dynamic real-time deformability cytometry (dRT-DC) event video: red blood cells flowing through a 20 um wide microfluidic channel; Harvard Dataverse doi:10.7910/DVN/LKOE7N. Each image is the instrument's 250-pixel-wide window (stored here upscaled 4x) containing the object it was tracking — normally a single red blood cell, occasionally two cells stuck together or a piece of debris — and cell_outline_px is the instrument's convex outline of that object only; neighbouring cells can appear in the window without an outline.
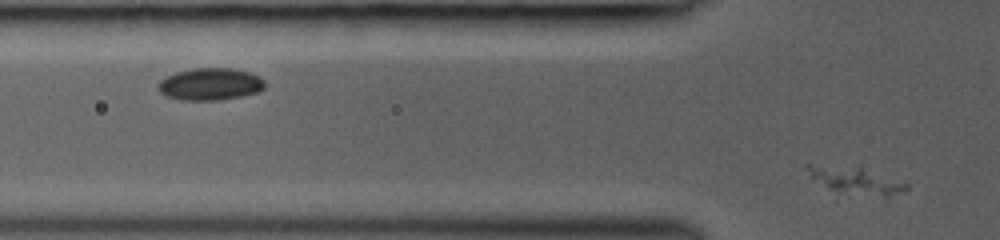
{"species": "common noctule bat (a hibernating species)", "species_latin": "Nyctalus noctula", "temperature_condition": "room temperature", "stored_images_in_passage": 2, "segment_of_instrument_passage": [2, 2], "camera_frame_rate_fps": 3000, "um_per_image_px": 0.085, "animal": {"sex": "female", "body_mass_g": 19.0, "forearm_length_mm": 53.3}, "frame": {"image": 1, "passage_image": 2, "time_ms": 1.0, "image_size_px": [1000, 240], "cell_outline_px": [[908, 188], [888, 196], [836, 200], [812, 180], [804, 164], [808, 164], [860, 168], [908, 184]], "centroid_in_image_um": [72.51, 15.49], "position_along_channel_um": 53.3, "area_um2": 16.88}}